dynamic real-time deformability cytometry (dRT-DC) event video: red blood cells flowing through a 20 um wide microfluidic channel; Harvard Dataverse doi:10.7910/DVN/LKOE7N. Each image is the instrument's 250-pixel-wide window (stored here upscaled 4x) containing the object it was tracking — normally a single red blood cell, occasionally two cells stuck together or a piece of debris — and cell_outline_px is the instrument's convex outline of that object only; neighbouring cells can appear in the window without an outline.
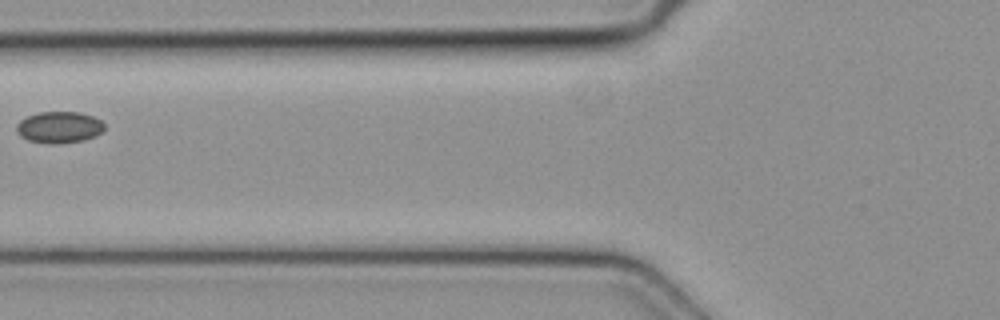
{"species": "common noctule bat (a hibernating species)", "species_latin": "Nyctalus noctula", "temperature_condition": "cold", "stored_images_in_passage": 3, "segment_of_instrument_passage": [2, 2], "camera_frame_rate_fps": 3000, "um_per_image_px": 0.085, "animal": {"sex": "female", "body_mass_g": 19.3, "forearm_length_mm": 54.1}, "frame": {"image": 1, "passage_image": 3, "time_ms": 0.667, "image_size_px": [1000, 320], "cell_outline_px": [[104, 128], [96, 136], [84, 140], [56, 144], [48, 144], [28, 140], [20, 136], [16, 132], [16, 124], [20, 120], [28, 116], [40, 112], [80, 112], [92, 116], [100, 120], [104, 124]], "centroid_in_image_um": [5.01, 10.82], "position_along_channel_um": 120.8, "area_um2": 16.18}}